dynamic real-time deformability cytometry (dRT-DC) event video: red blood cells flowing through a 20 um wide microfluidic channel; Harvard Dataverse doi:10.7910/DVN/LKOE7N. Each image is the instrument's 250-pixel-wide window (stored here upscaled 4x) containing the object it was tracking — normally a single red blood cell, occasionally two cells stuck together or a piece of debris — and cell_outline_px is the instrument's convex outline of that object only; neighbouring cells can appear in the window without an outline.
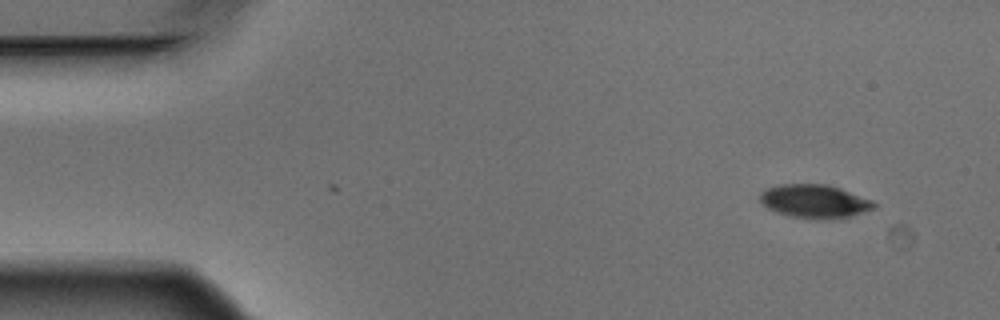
{"species": "Egyptian fruit bat (a non-hibernating species)", "species_latin": "Rousettus aegyptiacus", "temperature_condition": "warm", "stored_images_in_passage": 5, "camera_frame_rate_fps": 3000, "um_per_image_px": 0.085, "animal": {"sex": "male"}, "frame": {"image": 1, "passage_image": 5, "time_ms": 1.333, "image_size_px": [1000, 320], "cell_outline_px": [[876, 208], [840, 220], [808, 220], [776, 212], [768, 208], [760, 200], [760, 192], [764, 188], [780, 184], [828, 184], [840, 188], [872, 200], [876, 204]], "centroid_in_image_um": [69.26, 17.13], "position_along_channel_um": 15.7, "area_um2": 22.77}}